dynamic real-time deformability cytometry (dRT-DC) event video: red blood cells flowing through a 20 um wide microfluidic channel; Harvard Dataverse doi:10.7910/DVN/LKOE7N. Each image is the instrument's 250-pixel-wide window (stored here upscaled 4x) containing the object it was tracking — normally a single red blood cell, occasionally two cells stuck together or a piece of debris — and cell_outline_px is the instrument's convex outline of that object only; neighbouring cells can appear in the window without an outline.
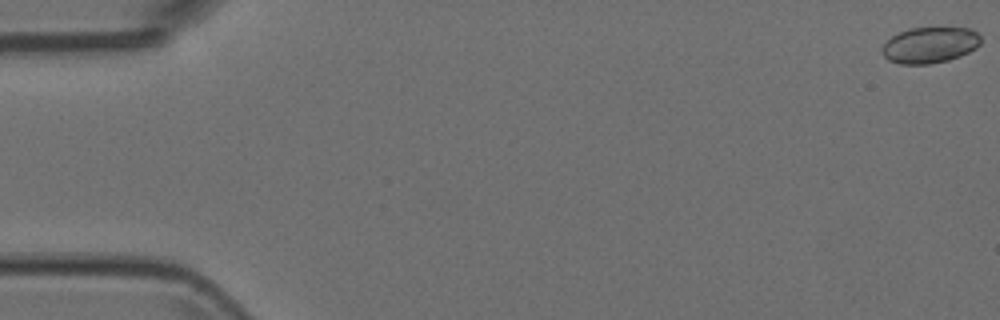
{"species": "Egyptian fruit bat (a non-hibernating species)", "species_latin": "Rousettus aegyptiacus", "temperature_condition": "room temperature", "stored_images_in_passage": 5, "camera_frame_rate_fps": 3000, "um_per_image_px": 0.085, "animal": {"sex": "female"}, "frame": {"image": 1, "passage_image": 1, "time_ms": 0.0, "image_size_px": [1000, 320], "cell_outline_px": [[980, 44], [976, 48], [960, 56], [948, 60], [928, 64], [900, 64], [888, 60], [880, 52], [880, 48], [892, 36], [908, 28], [972, 28], [980, 36]], "centroid_in_image_um": [79.02, 3.83], "position_along_channel_um": 6.0, "area_um2": 20.75}}
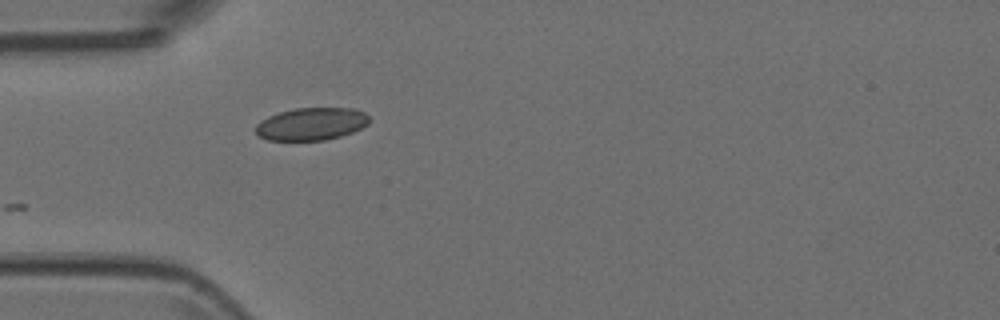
{"frame": {"image": 2, "passage_image": 5, "time_ms": 1.333, "image_size_px": [1000, 320], "cell_outline_px": [[372, 120], [368, 124], [352, 132], [340, 136], [324, 140], [268, 140], [256, 136], [256, 124], [260, 120], [268, 116], [280, 112], [296, 108], [356, 108], [364, 112]], "centroid_in_image_um": [26.46, 10.53], "position_along_channel_um": 58.5, "area_um2": 21.68}}